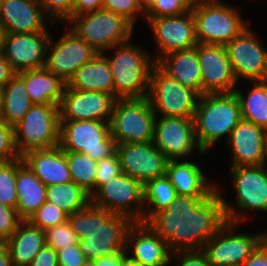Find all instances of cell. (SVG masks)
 Returning <instances> with one entry per match:
<instances>
[{
	"label": "cell",
	"mask_w": 267,
	"mask_h": 266,
	"mask_svg": "<svg viewBox=\"0 0 267 266\" xmlns=\"http://www.w3.org/2000/svg\"><path fill=\"white\" fill-rule=\"evenodd\" d=\"M171 252L202 250L228 223L217 187L208 196L177 195L146 222Z\"/></svg>",
	"instance_id": "6da1fadb"
},
{
	"label": "cell",
	"mask_w": 267,
	"mask_h": 266,
	"mask_svg": "<svg viewBox=\"0 0 267 266\" xmlns=\"http://www.w3.org/2000/svg\"><path fill=\"white\" fill-rule=\"evenodd\" d=\"M69 224L78 237L80 250L87 260L125 251L126 235L133 221L90 203L68 215Z\"/></svg>",
	"instance_id": "7a4b0ae2"
},
{
	"label": "cell",
	"mask_w": 267,
	"mask_h": 266,
	"mask_svg": "<svg viewBox=\"0 0 267 266\" xmlns=\"http://www.w3.org/2000/svg\"><path fill=\"white\" fill-rule=\"evenodd\" d=\"M242 120L235 93L200 95L197 101L194 127L197 143L203 152L209 151L221 138H229Z\"/></svg>",
	"instance_id": "3957f363"
},
{
	"label": "cell",
	"mask_w": 267,
	"mask_h": 266,
	"mask_svg": "<svg viewBox=\"0 0 267 266\" xmlns=\"http://www.w3.org/2000/svg\"><path fill=\"white\" fill-rule=\"evenodd\" d=\"M113 56H106L114 80L116 99L145 98L148 96L150 75L155 60L146 50L131 41L115 45Z\"/></svg>",
	"instance_id": "277c9868"
},
{
	"label": "cell",
	"mask_w": 267,
	"mask_h": 266,
	"mask_svg": "<svg viewBox=\"0 0 267 266\" xmlns=\"http://www.w3.org/2000/svg\"><path fill=\"white\" fill-rule=\"evenodd\" d=\"M236 7L224 1L198 0L192 6L198 43L226 45L248 27Z\"/></svg>",
	"instance_id": "5b68a950"
},
{
	"label": "cell",
	"mask_w": 267,
	"mask_h": 266,
	"mask_svg": "<svg viewBox=\"0 0 267 266\" xmlns=\"http://www.w3.org/2000/svg\"><path fill=\"white\" fill-rule=\"evenodd\" d=\"M70 27L98 53L130 40L134 26L123 16L104 9L74 16Z\"/></svg>",
	"instance_id": "8992f818"
},
{
	"label": "cell",
	"mask_w": 267,
	"mask_h": 266,
	"mask_svg": "<svg viewBox=\"0 0 267 266\" xmlns=\"http://www.w3.org/2000/svg\"><path fill=\"white\" fill-rule=\"evenodd\" d=\"M110 121H60L59 146L64 151L87 154L95 161L116 153V141L111 136Z\"/></svg>",
	"instance_id": "52a82bcc"
},
{
	"label": "cell",
	"mask_w": 267,
	"mask_h": 266,
	"mask_svg": "<svg viewBox=\"0 0 267 266\" xmlns=\"http://www.w3.org/2000/svg\"><path fill=\"white\" fill-rule=\"evenodd\" d=\"M156 115L147 97L116 99L110 119L116 144L151 142Z\"/></svg>",
	"instance_id": "ba28073f"
},
{
	"label": "cell",
	"mask_w": 267,
	"mask_h": 266,
	"mask_svg": "<svg viewBox=\"0 0 267 266\" xmlns=\"http://www.w3.org/2000/svg\"><path fill=\"white\" fill-rule=\"evenodd\" d=\"M60 111L57 105L33 104L14 126L15 146L20 156L31 150L59 145Z\"/></svg>",
	"instance_id": "9c48e42d"
},
{
	"label": "cell",
	"mask_w": 267,
	"mask_h": 266,
	"mask_svg": "<svg viewBox=\"0 0 267 266\" xmlns=\"http://www.w3.org/2000/svg\"><path fill=\"white\" fill-rule=\"evenodd\" d=\"M230 172L237 195L236 205L228 203L219 192L228 222L242 223L247 217L244 211L248 210L267 213V166L231 167Z\"/></svg>",
	"instance_id": "30bf717a"
},
{
	"label": "cell",
	"mask_w": 267,
	"mask_h": 266,
	"mask_svg": "<svg viewBox=\"0 0 267 266\" xmlns=\"http://www.w3.org/2000/svg\"><path fill=\"white\" fill-rule=\"evenodd\" d=\"M147 98L156 116L194 118L199 95L155 64Z\"/></svg>",
	"instance_id": "8fae6325"
},
{
	"label": "cell",
	"mask_w": 267,
	"mask_h": 266,
	"mask_svg": "<svg viewBox=\"0 0 267 266\" xmlns=\"http://www.w3.org/2000/svg\"><path fill=\"white\" fill-rule=\"evenodd\" d=\"M91 203L114 214L124 215L133 222H142L143 184L137 179L121 173L103 184L91 196Z\"/></svg>",
	"instance_id": "7c38bea8"
},
{
	"label": "cell",
	"mask_w": 267,
	"mask_h": 266,
	"mask_svg": "<svg viewBox=\"0 0 267 266\" xmlns=\"http://www.w3.org/2000/svg\"><path fill=\"white\" fill-rule=\"evenodd\" d=\"M247 27L225 45L234 75L251 82L267 81V49Z\"/></svg>",
	"instance_id": "4fadbf2b"
},
{
	"label": "cell",
	"mask_w": 267,
	"mask_h": 266,
	"mask_svg": "<svg viewBox=\"0 0 267 266\" xmlns=\"http://www.w3.org/2000/svg\"><path fill=\"white\" fill-rule=\"evenodd\" d=\"M52 39L51 36L47 46L44 68L66 83L83 64L98 54L71 29L61 35V38L55 43Z\"/></svg>",
	"instance_id": "5bb4252c"
},
{
	"label": "cell",
	"mask_w": 267,
	"mask_h": 266,
	"mask_svg": "<svg viewBox=\"0 0 267 266\" xmlns=\"http://www.w3.org/2000/svg\"><path fill=\"white\" fill-rule=\"evenodd\" d=\"M153 143L169 161L189 157L195 149L206 153L197 143L194 118L156 116Z\"/></svg>",
	"instance_id": "9a60e30c"
},
{
	"label": "cell",
	"mask_w": 267,
	"mask_h": 266,
	"mask_svg": "<svg viewBox=\"0 0 267 266\" xmlns=\"http://www.w3.org/2000/svg\"><path fill=\"white\" fill-rule=\"evenodd\" d=\"M238 225L228 222L205 244L202 251L211 266H240L259 246V233H234Z\"/></svg>",
	"instance_id": "2e32d148"
},
{
	"label": "cell",
	"mask_w": 267,
	"mask_h": 266,
	"mask_svg": "<svg viewBox=\"0 0 267 266\" xmlns=\"http://www.w3.org/2000/svg\"><path fill=\"white\" fill-rule=\"evenodd\" d=\"M147 22L158 48L157 58H153L155 62L170 52L190 49L198 45L192 10L183 15L151 18Z\"/></svg>",
	"instance_id": "e0dca14e"
},
{
	"label": "cell",
	"mask_w": 267,
	"mask_h": 266,
	"mask_svg": "<svg viewBox=\"0 0 267 266\" xmlns=\"http://www.w3.org/2000/svg\"><path fill=\"white\" fill-rule=\"evenodd\" d=\"M116 153L122 173L137 179L143 185L165 175L168 158L151 142L117 144Z\"/></svg>",
	"instance_id": "ac0fdd59"
},
{
	"label": "cell",
	"mask_w": 267,
	"mask_h": 266,
	"mask_svg": "<svg viewBox=\"0 0 267 266\" xmlns=\"http://www.w3.org/2000/svg\"><path fill=\"white\" fill-rule=\"evenodd\" d=\"M50 32L4 33L2 52L15 73L44 67Z\"/></svg>",
	"instance_id": "d6986e66"
},
{
	"label": "cell",
	"mask_w": 267,
	"mask_h": 266,
	"mask_svg": "<svg viewBox=\"0 0 267 266\" xmlns=\"http://www.w3.org/2000/svg\"><path fill=\"white\" fill-rule=\"evenodd\" d=\"M197 56L202 74V95L233 93L237 84L224 45H197Z\"/></svg>",
	"instance_id": "ffe728a7"
},
{
	"label": "cell",
	"mask_w": 267,
	"mask_h": 266,
	"mask_svg": "<svg viewBox=\"0 0 267 266\" xmlns=\"http://www.w3.org/2000/svg\"><path fill=\"white\" fill-rule=\"evenodd\" d=\"M115 101L111 94L75 90L66 85L59 105L60 121H110Z\"/></svg>",
	"instance_id": "44dd1931"
},
{
	"label": "cell",
	"mask_w": 267,
	"mask_h": 266,
	"mask_svg": "<svg viewBox=\"0 0 267 266\" xmlns=\"http://www.w3.org/2000/svg\"><path fill=\"white\" fill-rule=\"evenodd\" d=\"M125 244L127 257L141 266H168L170 264L171 251L168 249L167 242L147 223L133 222L128 229ZM128 245L133 248L130 256L127 252Z\"/></svg>",
	"instance_id": "7402d4cb"
},
{
	"label": "cell",
	"mask_w": 267,
	"mask_h": 266,
	"mask_svg": "<svg viewBox=\"0 0 267 266\" xmlns=\"http://www.w3.org/2000/svg\"><path fill=\"white\" fill-rule=\"evenodd\" d=\"M49 19L37 0H3L0 27L4 33L49 32L44 20Z\"/></svg>",
	"instance_id": "603a6c76"
},
{
	"label": "cell",
	"mask_w": 267,
	"mask_h": 266,
	"mask_svg": "<svg viewBox=\"0 0 267 266\" xmlns=\"http://www.w3.org/2000/svg\"><path fill=\"white\" fill-rule=\"evenodd\" d=\"M264 133V128L242 119L227 141L232 155L230 167L263 165Z\"/></svg>",
	"instance_id": "cb8c5ba5"
},
{
	"label": "cell",
	"mask_w": 267,
	"mask_h": 266,
	"mask_svg": "<svg viewBox=\"0 0 267 266\" xmlns=\"http://www.w3.org/2000/svg\"><path fill=\"white\" fill-rule=\"evenodd\" d=\"M21 158L46 187L72 181L66 153L59 145L31 150Z\"/></svg>",
	"instance_id": "d4e9b609"
},
{
	"label": "cell",
	"mask_w": 267,
	"mask_h": 266,
	"mask_svg": "<svg viewBox=\"0 0 267 266\" xmlns=\"http://www.w3.org/2000/svg\"><path fill=\"white\" fill-rule=\"evenodd\" d=\"M156 64L170 77L182 85L202 95V74L197 56V46L170 52L162 56Z\"/></svg>",
	"instance_id": "484cf974"
},
{
	"label": "cell",
	"mask_w": 267,
	"mask_h": 266,
	"mask_svg": "<svg viewBox=\"0 0 267 266\" xmlns=\"http://www.w3.org/2000/svg\"><path fill=\"white\" fill-rule=\"evenodd\" d=\"M165 175L174 186L177 195L208 196L216 188L212 182L207 183L201 166L192 160L168 161Z\"/></svg>",
	"instance_id": "4316f807"
},
{
	"label": "cell",
	"mask_w": 267,
	"mask_h": 266,
	"mask_svg": "<svg viewBox=\"0 0 267 266\" xmlns=\"http://www.w3.org/2000/svg\"><path fill=\"white\" fill-rule=\"evenodd\" d=\"M46 189L22 158H18L15 209L22 220H28L46 202Z\"/></svg>",
	"instance_id": "83f0119b"
},
{
	"label": "cell",
	"mask_w": 267,
	"mask_h": 266,
	"mask_svg": "<svg viewBox=\"0 0 267 266\" xmlns=\"http://www.w3.org/2000/svg\"><path fill=\"white\" fill-rule=\"evenodd\" d=\"M24 81L33 104L57 105L62 102L67 85L60 77L44 67L17 73Z\"/></svg>",
	"instance_id": "f1b7e54d"
},
{
	"label": "cell",
	"mask_w": 267,
	"mask_h": 266,
	"mask_svg": "<svg viewBox=\"0 0 267 266\" xmlns=\"http://www.w3.org/2000/svg\"><path fill=\"white\" fill-rule=\"evenodd\" d=\"M67 86L81 91H97L114 96V80L104 53H98L83 64L68 81Z\"/></svg>",
	"instance_id": "f546056e"
},
{
	"label": "cell",
	"mask_w": 267,
	"mask_h": 266,
	"mask_svg": "<svg viewBox=\"0 0 267 266\" xmlns=\"http://www.w3.org/2000/svg\"><path fill=\"white\" fill-rule=\"evenodd\" d=\"M3 244L9 251L13 266H28L45 245L44 231L23 220Z\"/></svg>",
	"instance_id": "4dcf8cb0"
},
{
	"label": "cell",
	"mask_w": 267,
	"mask_h": 266,
	"mask_svg": "<svg viewBox=\"0 0 267 266\" xmlns=\"http://www.w3.org/2000/svg\"><path fill=\"white\" fill-rule=\"evenodd\" d=\"M31 102L23 79L16 73L3 86V110L1 119L15 126L29 111Z\"/></svg>",
	"instance_id": "1f68e13d"
},
{
	"label": "cell",
	"mask_w": 267,
	"mask_h": 266,
	"mask_svg": "<svg viewBox=\"0 0 267 266\" xmlns=\"http://www.w3.org/2000/svg\"><path fill=\"white\" fill-rule=\"evenodd\" d=\"M247 96L238 89L234 90L238 98L242 119L267 129V81L253 82Z\"/></svg>",
	"instance_id": "d6a6232c"
},
{
	"label": "cell",
	"mask_w": 267,
	"mask_h": 266,
	"mask_svg": "<svg viewBox=\"0 0 267 266\" xmlns=\"http://www.w3.org/2000/svg\"><path fill=\"white\" fill-rule=\"evenodd\" d=\"M46 201L55 204L70 215L87 207L91 203V195L71 181L47 186Z\"/></svg>",
	"instance_id": "836d02e7"
},
{
	"label": "cell",
	"mask_w": 267,
	"mask_h": 266,
	"mask_svg": "<svg viewBox=\"0 0 267 266\" xmlns=\"http://www.w3.org/2000/svg\"><path fill=\"white\" fill-rule=\"evenodd\" d=\"M144 205H151L143 212L142 223H146L155 213L165 210L176 198L177 192L166 175L156 177L143 185Z\"/></svg>",
	"instance_id": "e575fe53"
},
{
	"label": "cell",
	"mask_w": 267,
	"mask_h": 266,
	"mask_svg": "<svg viewBox=\"0 0 267 266\" xmlns=\"http://www.w3.org/2000/svg\"><path fill=\"white\" fill-rule=\"evenodd\" d=\"M65 153L72 181L92 196L95 193L97 161L84 153L69 151Z\"/></svg>",
	"instance_id": "d590c367"
},
{
	"label": "cell",
	"mask_w": 267,
	"mask_h": 266,
	"mask_svg": "<svg viewBox=\"0 0 267 266\" xmlns=\"http://www.w3.org/2000/svg\"><path fill=\"white\" fill-rule=\"evenodd\" d=\"M145 12V20L164 16L183 15L189 12L198 0H139Z\"/></svg>",
	"instance_id": "8d00e7d4"
},
{
	"label": "cell",
	"mask_w": 267,
	"mask_h": 266,
	"mask_svg": "<svg viewBox=\"0 0 267 266\" xmlns=\"http://www.w3.org/2000/svg\"><path fill=\"white\" fill-rule=\"evenodd\" d=\"M16 180L17 159L0 162V203L12 208L17 204Z\"/></svg>",
	"instance_id": "74e56055"
},
{
	"label": "cell",
	"mask_w": 267,
	"mask_h": 266,
	"mask_svg": "<svg viewBox=\"0 0 267 266\" xmlns=\"http://www.w3.org/2000/svg\"><path fill=\"white\" fill-rule=\"evenodd\" d=\"M67 220L68 214L65 211L46 201L27 221L31 225L44 230L62 224Z\"/></svg>",
	"instance_id": "f35d334b"
},
{
	"label": "cell",
	"mask_w": 267,
	"mask_h": 266,
	"mask_svg": "<svg viewBox=\"0 0 267 266\" xmlns=\"http://www.w3.org/2000/svg\"><path fill=\"white\" fill-rule=\"evenodd\" d=\"M43 231L45 245L51 246L56 251L78 244L79 241L68 221L54 227H49Z\"/></svg>",
	"instance_id": "ab89813d"
},
{
	"label": "cell",
	"mask_w": 267,
	"mask_h": 266,
	"mask_svg": "<svg viewBox=\"0 0 267 266\" xmlns=\"http://www.w3.org/2000/svg\"><path fill=\"white\" fill-rule=\"evenodd\" d=\"M102 9L123 16L133 26H135L138 14L141 13L145 18V12L142 10L139 0H103Z\"/></svg>",
	"instance_id": "60d3db41"
},
{
	"label": "cell",
	"mask_w": 267,
	"mask_h": 266,
	"mask_svg": "<svg viewBox=\"0 0 267 266\" xmlns=\"http://www.w3.org/2000/svg\"><path fill=\"white\" fill-rule=\"evenodd\" d=\"M48 21L69 22L73 18L74 0H37Z\"/></svg>",
	"instance_id": "b9f144b4"
},
{
	"label": "cell",
	"mask_w": 267,
	"mask_h": 266,
	"mask_svg": "<svg viewBox=\"0 0 267 266\" xmlns=\"http://www.w3.org/2000/svg\"><path fill=\"white\" fill-rule=\"evenodd\" d=\"M20 157L15 146L14 127L0 119V162H9Z\"/></svg>",
	"instance_id": "7bdbcfd3"
},
{
	"label": "cell",
	"mask_w": 267,
	"mask_h": 266,
	"mask_svg": "<svg viewBox=\"0 0 267 266\" xmlns=\"http://www.w3.org/2000/svg\"><path fill=\"white\" fill-rule=\"evenodd\" d=\"M122 173L120 160L115 153L109 158L97 162V172L95 177V192L108 181Z\"/></svg>",
	"instance_id": "ee69618b"
},
{
	"label": "cell",
	"mask_w": 267,
	"mask_h": 266,
	"mask_svg": "<svg viewBox=\"0 0 267 266\" xmlns=\"http://www.w3.org/2000/svg\"><path fill=\"white\" fill-rule=\"evenodd\" d=\"M22 221L15 208L0 203V240L4 243Z\"/></svg>",
	"instance_id": "f6af8a7d"
},
{
	"label": "cell",
	"mask_w": 267,
	"mask_h": 266,
	"mask_svg": "<svg viewBox=\"0 0 267 266\" xmlns=\"http://www.w3.org/2000/svg\"><path fill=\"white\" fill-rule=\"evenodd\" d=\"M58 266H81L87 259L80 250L79 244H74L57 251Z\"/></svg>",
	"instance_id": "bcb514c9"
},
{
	"label": "cell",
	"mask_w": 267,
	"mask_h": 266,
	"mask_svg": "<svg viewBox=\"0 0 267 266\" xmlns=\"http://www.w3.org/2000/svg\"><path fill=\"white\" fill-rule=\"evenodd\" d=\"M173 258L179 260L177 266H211L202 250L171 252L170 263Z\"/></svg>",
	"instance_id": "7dc6e473"
},
{
	"label": "cell",
	"mask_w": 267,
	"mask_h": 266,
	"mask_svg": "<svg viewBox=\"0 0 267 266\" xmlns=\"http://www.w3.org/2000/svg\"><path fill=\"white\" fill-rule=\"evenodd\" d=\"M28 266H58L57 251L44 245Z\"/></svg>",
	"instance_id": "c3c4849f"
},
{
	"label": "cell",
	"mask_w": 267,
	"mask_h": 266,
	"mask_svg": "<svg viewBox=\"0 0 267 266\" xmlns=\"http://www.w3.org/2000/svg\"><path fill=\"white\" fill-rule=\"evenodd\" d=\"M103 0H74L73 17L102 9Z\"/></svg>",
	"instance_id": "681fc988"
},
{
	"label": "cell",
	"mask_w": 267,
	"mask_h": 266,
	"mask_svg": "<svg viewBox=\"0 0 267 266\" xmlns=\"http://www.w3.org/2000/svg\"><path fill=\"white\" fill-rule=\"evenodd\" d=\"M126 258H127L126 251H122L119 254L99 257L93 261L95 266H123V261Z\"/></svg>",
	"instance_id": "f907efd6"
},
{
	"label": "cell",
	"mask_w": 267,
	"mask_h": 266,
	"mask_svg": "<svg viewBox=\"0 0 267 266\" xmlns=\"http://www.w3.org/2000/svg\"><path fill=\"white\" fill-rule=\"evenodd\" d=\"M16 73L0 51V87H3Z\"/></svg>",
	"instance_id": "816d5d0a"
},
{
	"label": "cell",
	"mask_w": 267,
	"mask_h": 266,
	"mask_svg": "<svg viewBox=\"0 0 267 266\" xmlns=\"http://www.w3.org/2000/svg\"><path fill=\"white\" fill-rule=\"evenodd\" d=\"M240 266H267V254L258 246L251 256Z\"/></svg>",
	"instance_id": "f5cc1de1"
},
{
	"label": "cell",
	"mask_w": 267,
	"mask_h": 266,
	"mask_svg": "<svg viewBox=\"0 0 267 266\" xmlns=\"http://www.w3.org/2000/svg\"><path fill=\"white\" fill-rule=\"evenodd\" d=\"M0 266H13L9 251L4 244L0 246Z\"/></svg>",
	"instance_id": "db71d44e"
},
{
	"label": "cell",
	"mask_w": 267,
	"mask_h": 266,
	"mask_svg": "<svg viewBox=\"0 0 267 266\" xmlns=\"http://www.w3.org/2000/svg\"><path fill=\"white\" fill-rule=\"evenodd\" d=\"M259 246L267 254V232L265 231H262L261 233H259Z\"/></svg>",
	"instance_id": "11a10c76"
},
{
	"label": "cell",
	"mask_w": 267,
	"mask_h": 266,
	"mask_svg": "<svg viewBox=\"0 0 267 266\" xmlns=\"http://www.w3.org/2000/svg\"><path fill=\"white\" fill-rule=\"evenodd\" d=\"M267 129H265L264 133V143H263V165H267Z\"/></svg>",
	"instance_id": "9f6ffc18"
},
{
	"label": "cell",
	"mask_w": 267,
	"mask_h": 266,
	"mask_svg": "<svg viewBox=\"0 0 267 266\" xmlns=\"http://www.w3.org/2000/svg\"><path fill=\"white\" fill-rule=\"evenodd\" d=\"M123 266H141L139 263L129 259L128 257L123 261Z\"/></svg>",
	"instance_id": "6f0895ef"
},
{
	"label": "cell",
	"mask_w": 267,
	"mask_h": 266,
	"mask_svg": "<svg viewBox=\"0 0 267 266\" xmlns=\"http://www.w3.org/2000/svg\"><path fill=\"white\" fill-rule=\"evenodd\" d=\"M2 110H3V87H0V119L2 116Z\"/></svg>",
	"instance_id": "680465c9"
},
{
	"label": "cell",
	"mask_w": 267,
	"mask_h": 266,
	"mask_svg": "<svg viewBox=\"0 0 267 266\" xmlns=\"http://www.w3.org/2000/svg\"><path fill=\"white\" fill-rule=\"evenodd\" d=\"M3 35H4V31H3V29L0 27V51H2Z\"/></svg>",
	"instance_id": "91938a15"
},
{
	"label": "cell",
	"mask_w": 267,
	"mask_h": 266,
	"mask_svg": "<svg viewBox=\"0 0 267 266\" xmlns=\"http://www.w3.org/2000/svg\"><path fill=\"white\" fill-rule=\"evenodd\" d=\"M81 266H95V264L92 260H86Z\"/></svg>",
	"instance_id": "94428289"
},
{
	"label": "cell",
	"mask_w": 267,
	"mask_h": 266,
	"mask_svg": "<svg viewBox=\"0 0 267 266\" xmlns=\"http://www.w3.org/2000/svg\"><path fill=\"white\" fill-rule=\"evenodd\" d=\"M2 1H3V0H0V12H1Z\"/></svg>",
	"instance_id": "6125c7cd"
}]
</instances>
